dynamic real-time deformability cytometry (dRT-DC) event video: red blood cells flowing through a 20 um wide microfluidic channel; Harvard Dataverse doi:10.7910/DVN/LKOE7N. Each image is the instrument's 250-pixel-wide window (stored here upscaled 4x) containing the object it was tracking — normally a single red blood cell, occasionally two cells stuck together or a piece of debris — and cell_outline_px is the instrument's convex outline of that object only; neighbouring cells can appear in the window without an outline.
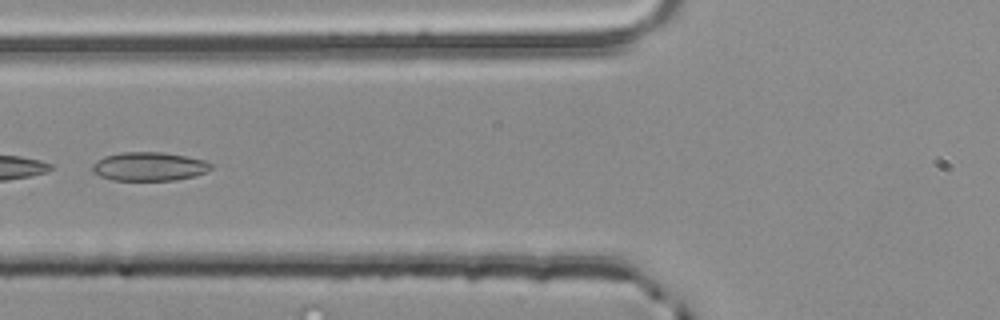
{"species": "common noctule bat (a hibernating species)", "species_latin": "Nyctalus noctula", "temperature_condition": "room temperature", "stored_images_in_passage": 54, "segment_of_instrument_passage": [2, 2], "camera_frame_rate_fps": 3000, "um_per_image_px": 0.085, "animal": {"sex": "male", "body_mass_g": 20.4}, "frame": {"image": 1, "passage_image": 22, "time_ms": 7.0, "image_size_px": [1000, 320], "cell_outline_px": [[212, 168], [204, 172], [192, 176], [176, 180], [112, 180], [100, 176], [92, 172], [92, 164], [104, 156], [120, 152], [160, 152], [184, 156], [204, 160], [212, 164]], "centroid_in_image_um": [12.63, 14.15], "position_along_channel_um": 113.2, "area_um2": 19.71}}
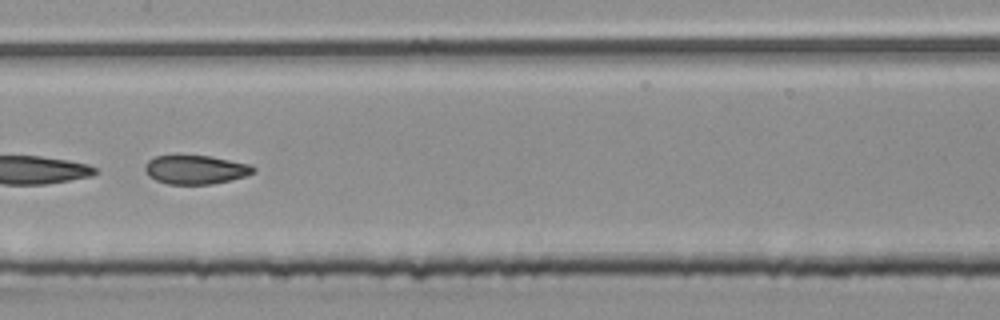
{"frame": {"image": 2, "passage_image": 28, "time_ms": 9.0, "image_size_px": [1000, 320], "cell_outline_px": [[256, 172], [248, 176], [208, 184], [168, 184], [156, 180], [148, 176], [144, 168], [144, 164], [148, 160], [156, 156], [208, 156], [252, 164], [256, 168]], "centroid_in_image_um": [16.65, 14.42], "position_along_channel_um": 190.8, "area_um2": 18.21}}